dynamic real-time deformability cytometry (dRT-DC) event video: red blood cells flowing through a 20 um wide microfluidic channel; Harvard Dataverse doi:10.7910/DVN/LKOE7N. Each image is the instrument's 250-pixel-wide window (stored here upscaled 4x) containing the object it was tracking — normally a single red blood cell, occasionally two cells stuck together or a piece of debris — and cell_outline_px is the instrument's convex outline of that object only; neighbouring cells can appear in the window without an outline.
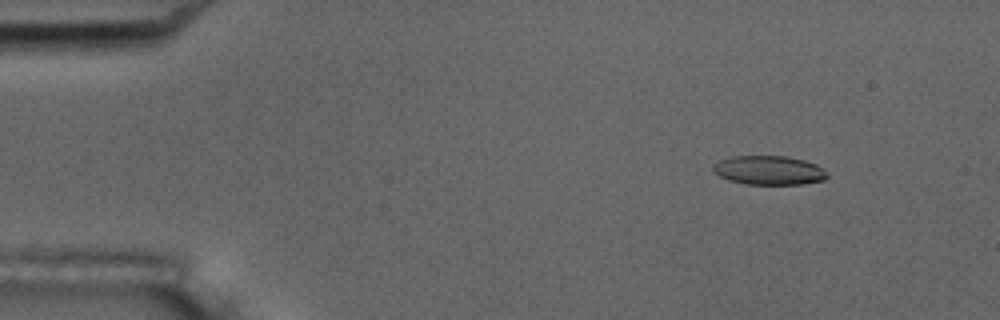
{"species": "common noctule bat (a hibernating species)", "species_latin": "Nyctalus noctula", "temperature_condition": "room temperature", "stored_images_in_passage": 4, "camera_frame_rate_fps": 3000, "um_per_image_px": 0.085, "animal": {"sex": "male", "body_mass_g": 17.5, "forearm_length_mm": 52.3}, "frame": {"image": 1, "passage_image": 1, "time_ms": 0.0, "image_size_px": [1000, 320], "cell_outline_px": [[828, 176], [824, 180], [800, 184], [744, 184], [728, 180], [712, 172], [712, 164], [720, 160], [732, 156], [788, 156], [804, 160], [816, 164]], "centroid_in_image_um": [65.3, 14.47], "position_along_channel_um": 19.7, "area_um2": 19.31}}
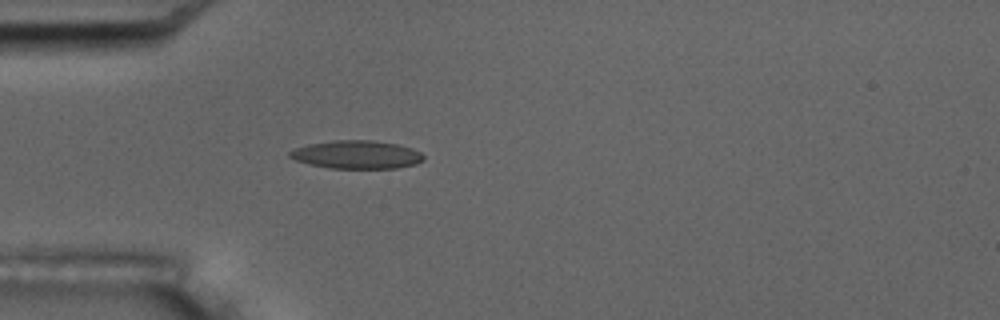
{"frame": {"image": 2, "passage_image": 4, "time_ms": 3.333, "image_size_px": [1000, 320], "cell_outline_px": [[424, 160], [416, 164], [396, 168], [332, 168], [308, 164], [296, 160], [288, 156], [288, 152], [296, 148], [308, 144], [332, 140], [372, 140], [396, 144], [412, 148], [420, 152], [424, 156]], "centroid_in_image_um": [30.32, 13.14], "position_along_channel_um": 54.7, "area_um2": 21.96}}